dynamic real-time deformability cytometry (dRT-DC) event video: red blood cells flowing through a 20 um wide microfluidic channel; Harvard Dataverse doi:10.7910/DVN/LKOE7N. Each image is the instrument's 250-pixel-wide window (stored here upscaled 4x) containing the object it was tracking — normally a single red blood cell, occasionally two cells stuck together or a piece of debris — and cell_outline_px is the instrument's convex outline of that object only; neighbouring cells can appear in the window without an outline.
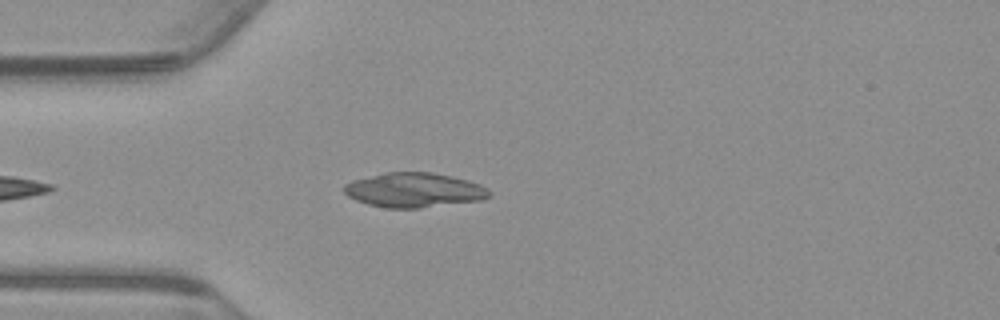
{"species": "common noctule bat (a hibernating species)", "species_latin": "Nyctalus noctula", "temperature_condition": "warm", "stored_images_in_passage": 39, "camera_frame_rate_fps": 3000, "um_per_image_px": 0.085, "animal": {"sex": "male", "body_mass_g": 23.1, "forearm_length_mm": 52.7}, "frame": {"image": 1, "passage_image": 2, "time_ms": 0.333, "image_size_px": [1000, 320], "cell_outline_px": [[492, 196], [480, 200], [420, 208], [384, 208], [368, 204], [356, 200], [348, 196], [344, 192], [344, 184], [352, 180], [384, 172], [432, 172], [452, 176], [468, 180], [480, 184], [488, 188], [492, 192]], "centroid_in_image_um": [35.21, 16.15], "position_along_channel_um": 49.8, "area_um2": 29.48}}
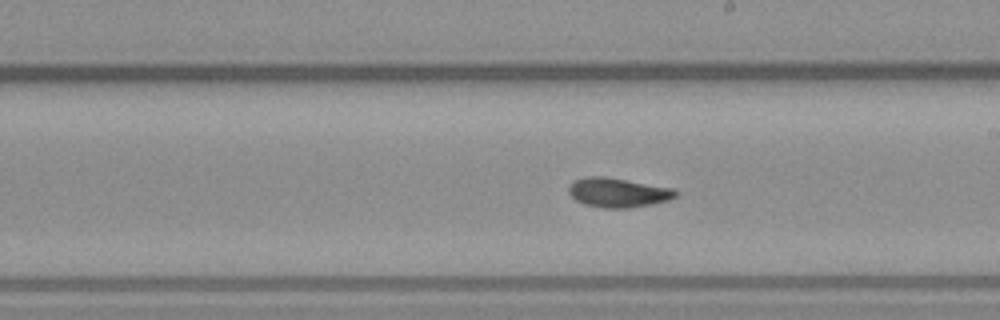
{"frame": {"image": 2, "passage_image": 14, "time_ms": 4.333, "image_size_px": [1000, 320], "cell_outline_px": [[680, 192], [676, 196], [668, 200], [652, 204], [628, 208], [604, 208], [584, 204], [576, 200], [568, 192], [568, 188], [572, 180], [588, 176], [604, 176], [676, 188]], "centroid_in_image_um": [52.55, 16.36], "position_along_channel_um": 236.4, "area_um2": 18.55}}
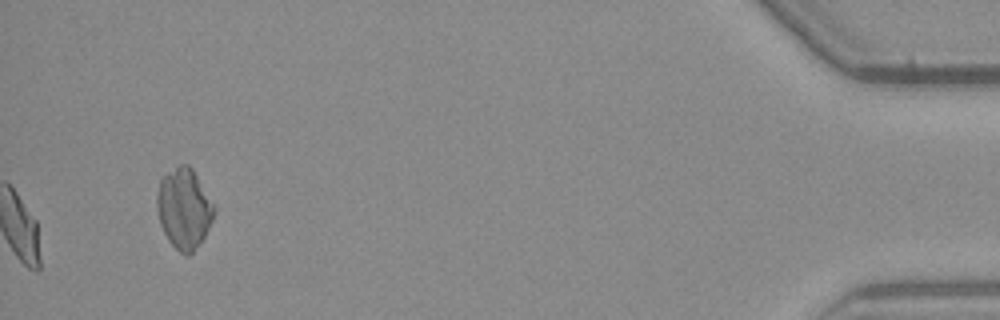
{"frame": {"image": 3, "passage_image": 39, "time_ms": 12.667, "image_size_px": [1000, 320], "cell_outline_px": [[216, 208], [212, 220], [204, 236], [192, 252], [188, 256], [184, 256], [168, 240], [160, 224], [156, 208], [156, 192], [160, 180], [168, 172], [180, 164], [188, 164], [192, 168]], "centroid_in_image_um": [15.62, 17.72], "position_along_channel_um": 419.6, "area_um2": 26.59}, "authors_computed_cell_mechanics": {"area_um2": 18.0914, "velocity_mm_per_s": 3.7374, "shape_relaxation_time_tau1_ms": 2.8912, "shape_relaxation_time_tau2_ms": 1.9433, "deformation_change_tau1": 0.206, "deformation_change_tau2": 0.0648}}